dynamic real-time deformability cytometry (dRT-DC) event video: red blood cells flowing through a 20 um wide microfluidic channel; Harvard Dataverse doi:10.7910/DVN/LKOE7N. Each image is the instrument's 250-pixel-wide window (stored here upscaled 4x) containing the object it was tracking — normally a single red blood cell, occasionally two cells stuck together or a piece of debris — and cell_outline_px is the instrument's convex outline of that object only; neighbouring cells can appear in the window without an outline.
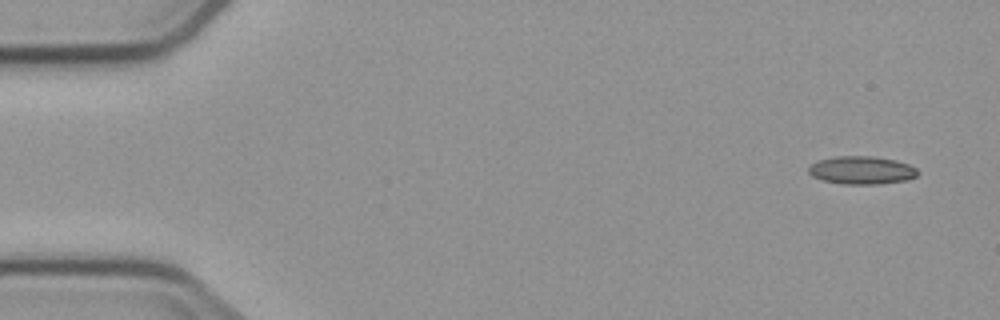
{"species": "common noctule bat (a hibernating species)", "species_latin": "Nyctalus noctula", "temperature_condition": "cold", "stored_images_in_passage": 9, "camera_frame_rate_fps": 3000, "um_per_image_px": 0.085, "animal": {"sex": "male", "body_mass_g": 23.1, "forearm_length_mm": 52.7}, "frame": {"image": 1, "passage_image": 1, "time_ms": 0.0, "image_size_px": [1000, 320], "cell_outline_px": [[920, 172], [916, 176], [908, 180], [880, 184], [844, 184], [824, 180], [812, 176], [808, 172], [808, 168], [812, 164], [820, 160], [836, 156], [872, 156], [896, 160], [908, 164], [916, 168]], "centroid_in_image_um": [73.28, 14.47], "position_along_channel_um": 11.7, "area_um2": 17.8}}
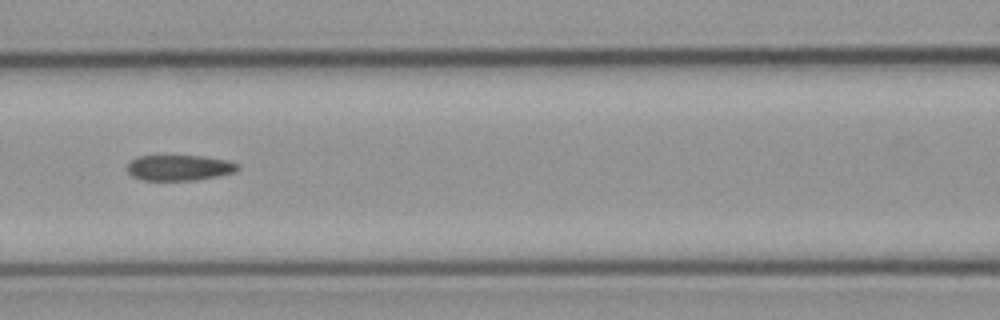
{"frame": {"image": 2, "passage_image": 7, "time_ms": 7.0, "image_size_px": [1000, 320], "cell_outline_px": [[240, 168], [236, 172], [196, 180], [140, 180], [132, 176], [128, 172], [128, 164], [132, 160], [140, 156], [200, 156], [224, 160], [236, 164]], "centroid_in_image_um": [15.22, 14.27], "position_along_channel_um": 151.4, "area_um2": 16.24}}
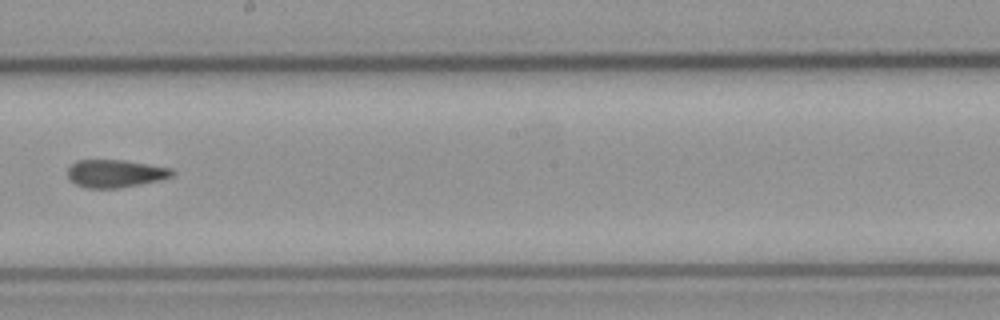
{"frame": {"image": 3, "passage_image": 9, "time_ms": 9.333, "image_size_px": [1000, 320], "cell_outline_px": [[176, 172], [172, 176], [160, 180], [140, 184], [116, 188], [88, 188], [76, 184], [68, 176], [68, 168], [76, 160], [124, 160], [172, 168]], "centroid_in_image_um": [9.82, 14.74], "position_along_channel_um": 238.4, "area_um2": 16.82}}